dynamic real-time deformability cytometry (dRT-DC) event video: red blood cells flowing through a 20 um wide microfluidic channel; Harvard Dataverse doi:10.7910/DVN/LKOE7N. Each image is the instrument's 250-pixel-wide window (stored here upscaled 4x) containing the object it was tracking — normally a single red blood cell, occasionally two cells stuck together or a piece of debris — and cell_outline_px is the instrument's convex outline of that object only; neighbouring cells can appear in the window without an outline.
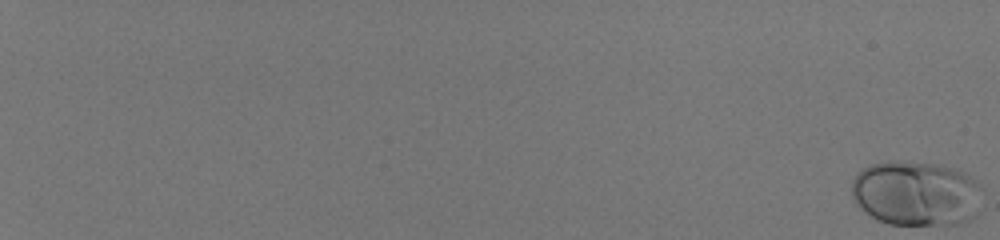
{"species": "human", "species_latin": "Homo sapiens", "temperature_condition": "room temperature", "stored_images_in_passage": 57, "camera_frame_rate_fps": 3000, "um_per_image_px": 0.085, "donor": {"sex": "male"}, "frame": {"image": 1, "passage_image": 1, "time_ms": 0.0, "image_size_px": [1000, 240], "cell_outline_px": [[980, 188], [976, 216], [960, 224], [888, 224], [876, 220], [860, 208], [856, 204], [852, 196], [852, 180], [856, 172], [872, 164], [892, 160], [896, 160], [932, 164], [956, 168], [964, 172], [976, 180], [980, 184]], "centroid_in_image_um": [77.84, 16.43], "position_along_channel_um": 7.2, "area_um2": 49.71}}
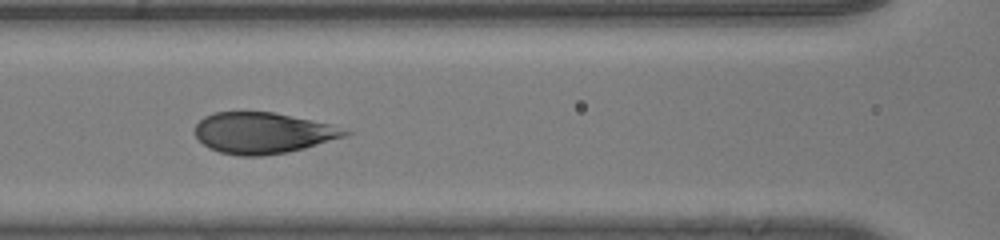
{"frame": {"image": 2, "passage_image": 33, "time_ms": 10.667, "image_size_px": [1000, 240], "cell_outline_px": [[352, 132], [348, 136], [304, 148], [288, 152], [264, 156], [240, 156], [220, 152], [208, 148], [196, 136], [196, 124], [204, 116], [212, 112], [272, 112], [332, 124]], "centroid_in_image_um": [22.36, 11.3], "position_along_channel_um": 144.2, "area_um2": 35.95}}
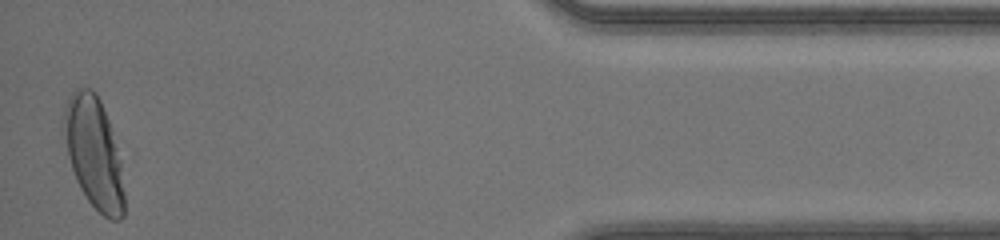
{"frame": {"image": 3, "passage_image": 57, "time_ms": 18.667, "image_size_px": [1000, 240], "cell_outline_px": [[124, 216], [120, 220], [112, 220], [104, 216], [88, 200], [80, 188], [76, 180], [68, 156], [60, 124], [64, 108], [68, 96], [76, 88], [92, 88], [96, 92], [100, 100], [108, 120], [120, 160], [124, 192]], "centroid_in_image_um": [7.94, 12.95], "position_along_channel_um": 427.3, "area_um2": 39.25}, "authors_computed_cell_mechanics": {"area_um2": 38.726, "velocity_mm_per_s": 4.1251, "shape_relaxation_time_tau1_ms": 3.4523, "shape_relaxation_time_tau2_ms": null, "deformation_change_tau1": 0.1659, "deformation_change_tau2": null}}